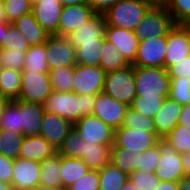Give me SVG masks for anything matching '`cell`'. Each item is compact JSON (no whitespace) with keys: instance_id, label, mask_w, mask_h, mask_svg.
<instances>
[{"instance_id":"obj_1","label":"cell","mask_w":190,"mask_h":190,"mask_svg":"<svg viewBox=\"0 0 190 190\" xmlns=\"http://www.w3.org/2000/svg\"><path fill=\"white\" fill-rule=\"evenodd\" d=\"M112 146L83 141L73 128L57 152L65 157L81 158L90 169L100 170L111 162Z\"/></svg>"},{"instance_id":"obj_2","label":"cell","mask_w":190,"mask_h":190,"mask_svg":"<svg viewBox=\"0 0 190 190\" xmlns=\"http://www.w3.org/2000/svg\"><path fill=\"white\" fill-rule=\"evenodd\" d=\"M95 99L93 95L53 90L44 102V110L62 116L74 125L83 116L93 114Z\"/></svg>"},{"instance_id":"obj_3","label":"cell","mask_w":190,"mask_h":190,"mask_svg":"<svg viewBox=\"0 0 190 190\" xmlns=\"http://www.w3.org/2000/svg\"><path fill=\"white\" fill-rule=\"evenodd\" d=\"M151 7L144 0H120L103 14L106 26L135 31Z\"/></svg>"},{"instance_id":"obj_4","label":"cell","mask_w":190,"mask_h":190,"mask_svg":"<svg viewBox=\"0 0 190 190\" xmlns=\"http://www.w3.org/2000/svg\"><path fill=\"white\" fill-rule=\"evenodd\" d=\"M136 95L141 97H169L171 78L163 67L134 66Z\"/></svg>"},{"instance_id":"obj_5","label":"cell","mask_w":190,"mask_h":190,"mask_svg":"<svg viewBox=\"0 0 190 190\" xmlns=\"http://www.w3.org/2000/svg\"><path fill=\"white\" fill-rule=\"evenodd\" d=\"M103 92L112 98L131 106L136 98L134 66L108 72L106 74Z\"/></svg>"},{"instance_id":"obj_6","label":"cell","mask_w":190,"mask_h":190,"mask_svg":"<svg viewBox=\"0 0 190 190\" xmlns=\"http://www.w3.org/2000/svg\"><path fill=\"white\" fill-rule=\"evenodd\" d=\"M176 24L165 6H152L135 29L139 41L167 36Z\"/></svg>"},{"instance_id":"obj_7","label":"cell","mask_w":190,"mask_h":190,"mask_svg":"<svg viewBox=\"0 0 190 190\" xmlns=\"http://www.w3.org/2000/svg\"><path fill=\"white\" fill-rule=\"evenodd\" d=\"M83 141L99 145H113L115 130L96 115L83 116L73 127Z\"/></svg>"},{"instance_id":"obj_8","label":"cell","mask_w":190,"mask_h":190,"mask_svg":"<svg viewBox=\"0 0 190 190\" xmlns=\"http://www.w3.org/2000/svg\"><path fill=\"white\" fill-rule=\"evenodd\" d=\"M52 91L49 73L22 71V86L18 100L44 104Z\"/></svg>"},{"instance_id":"obj_9","label":"cell","mask_w":190,"mask_h":190,"mask_svg":"<svg viewBox=\"0 0 190 190\" xmlns=\"http://www.w3.org/2000/svg\"><path fill=\"white\" fill-rule=\"evenodd\" d=\"M106 72L100 66L75 65L73 92L97 96L103 92Z\"/></svg>"},{"instance_id":"obj_10","label":"cell","mask_w":190,"mask_h":190,"mask_svg":"<svg viewBox=\"0 0 190 190\" xmlns=\"http://www.w3.org/2000/svg\"><path fill=\"white\" fill-rule=\"evenodd\" d=\"M160 140L156 132H145L123 126L115 130L114 143L118 147L128 149L134 155L156 146Z\"/></svg>"},{"instance_id":"obj_11","label":"cell","mask_w":190,"mask_h":190,"mask_svg":"<svg viewBox=\"0 0 190 190\" xmlns=\"http://www.w3.org/2000/svg\"><path fill=\"white\" fill-rule=\"evenodd\" d=\"M45 46L49 70L75 66L77 64L76 50L67 36L49 35Z\"/></svg>"},{"instance_id":"obj_12","label":"cell","mask_w":190,"mask_h":190,"mask_svg":"<svg viewBox=\"0 0 190 190\" xmlns=\"http://www.w3.org/2000/svg\"><path fill=\"white\" fill-rule=\"evenodd\" d=\"M167 46V36L139 41L137 56L132 65L165 68Z\"/></svg>"},{"instance_id":"obj_13","label":"cell","mask_w":190,"mask_h":190,"mask_svg":"<svg viewBox=\"0 0 190 190\" xmlns=\"http://www.w3.org/2000/svg\"><path fill=\"white\" fill-rule=\"evenodd\" d=\"M161 159L156 167L155 175L161 181L179 182L185 175L182 155L177 153L163 139L160 140Z\"/></svg>"},{"instance_id":"obj_14","label":"cell","mask_w":190,"mask_h":190,"mask_svg":"<svg viewBox=\"0 0 190 190\" xmlns=\"http://www.w3.org/2000/svg\"><path fill=\"white\" fill-rule=\"evenodd\" d=\"M128 107L126 103L101 92L96 96L93 115L116 130L123 125Z\"/></svg>"},{"instance_id":"obj_15","label":"cell","mask_w":190,"mask_h":190,"mask_svg":"<svg viewBox=\"0 0 190 190\" xmlns=\"http://www.w3.org/2000/svg\"><path fill=\"white\" fill-rule=\"evenodd\" d=\"M165 68L181 62L190 55V30L186 25L176 24L167 35Z\"/></svg>"},{"instance_id":"obj_16","label":"cell","mask_w":190,"mask_h":190,"mask_svg":"<svg viewBox=\"0 0 190 190\" xmlns=\"http://www.w3.org/2000/svg\"><path fill=\"white\" fill-rule=\"evenodd\" d=\"M40 172V162L20 157L14 159L12 189L34 190L40 184Z\"/></svg>"},{"instance_id":"obj_17","label":"cell","mask_w":190,"mask_h":190,"mask_svg":"<svg viewBox=\"0 0 190 190\" xmlns=\"http://www.w3.org/2000/svg\"><path fill=\"white\" fill-rule=\"evenodd\" d=\"M62 9L60 0H33L32 12L35 19L50 35H59Z\"/></svg>"},{"instance_id":"obj_18","label":"cell","mask_w":190,"mask_h":190,"mask_svg":"<svg viewBox=\"0 0 190 190\" xmlns=\"http://www.w3.org/2000/svg\"><path fill=\"white\" fill-rule=\"evenodd\" d=\"M96 14L97 13L88 3L63 6L59 22V35L68 36L77 31L81 25H84Z\"/></svg>"},{"instance_id":"obj_19","label":"cell","mask_w":190,"mask_h":190,"mask_svg":"<svg viewBox=\"0 0 190 190\" xmlns=\"http://www.w3.org/2000/svg\"><path fill=\"white\" fill-rule=\"evenodd\" d=\"M73 127L74 125L62 116L45 112L40 135L58 150Z\"/></svg>"},{"instance_id":"obj_20","label":"cell","mask_w":190,"mask_h":190,"mask_svg":"<svg viewBox=\"0 0 190 190\" xmlns=\"http://www.w3.org/2000/svg\"><path fill=\"white\" fill-rule=\"evenodd\" d=\"M105 37L116 46L117 50L123 54L130 64L135 61L139 48V38L136 36L135 31L106 26Z\"/></svg>"},{"instance_id":"obj_21","label":"cell","mask_w":190,"mask_h":190,"mask_svg":"<svg viewBox=\"0 0 190 190\" xmlns=\"http://www.w3.org/2000/svg\"><path fill=\"white\" fill-rule=\"evenodd\" d=\"M182 113V105L169 97L163 102L161 109L153 118L157 135L164 139L177 125Z\"/></svg>"},{"instance_id":"obj_22","label":"cell","mask_w":190,"mask_h":190,"mask_svg":"<svg viewBox=\"0 0 190 190\" xmlns=\"http://www.w3.org/2000/svg\"><path fill=\"white\" fill-rule=\"evenodd\" d=\"M44 114V104L21 100V133L24 137L40 135Z\"/></svg>"},{"instance_id":"obj_23","label":"cell","mask_w":190,"mask_h":190,"mask_svg":"<svg viewBox=\"0 0 190 190\" xmlns=\"http://www.w3.org/2000/svg\"><path fill=\"white\" fill-rule=\"evenodd\" d=\"M106 19L103 14H96L92 19L81 25L77 31L67 37L72 46L77 42L105 41Z\"/></svg>"},{"instance_id":"obj_24","label":"cell","mask_w":190,"mask_h":190,"mask_svg":"<svg viewBox=\"0 0 190 190\" xmlns=\"http://www.w3.org/2000/svg\"><path fill=\"white\" fill-rule=\"evenodd\" d=\"M55 153L57 149L54 146L41 135H36L24 137L19 157L41 162Z\"/></svg>"},{"instance_id":"obj_25","label":"cell","mask_w":190,"mask_h":190,"mask_svg":"<svg viewBox=\"0 0 190 190\" xmlns=\"http://www.w3.org/2000/svg\"><path fill=\"white\" fill-rule=\"evenodd\" d=\"M13 25L22 33L30 46L46 43L50 34L37 22L34 13L30 12L17 19Z\"/></svg>"},{"instance_id":"obj_26","label":"cell","mask_w":190,"mask_h":190,"mask_svg":"<svg viewBox=\"0 0 190 190\" xmlns=\"http://www.w3.org/2000/svg\"><path fill=\"white\" fill-rule=\"evenodd\" d=\"M91 169L81 158L65 157L61 155V178L63 187L69 188L72 184L84 177Z\"/></svg>"},{"instance_id":"obj_27","label":"cell","mask_w":190,"mask_h":190,"mask_svg":"<svg viewBox=\"0 0 190 190\" xmlns=\"http://www.w3.org/2000/svg\"><path fill=\"white\" fill-rule=\"evenodd\" d=\"M40 166V184L51 187H63L61 178V155L58 152L41 161Z\"/></svg>"},{"instance_id":"obj_28","label":"cell","mask_w":190,"mask_h":190,"mask_svg":"<svg viewBox=\"0 0 190 190\" xmlns=\"http://www.w3.org/2000/svg\"><path fill=\"white\" fill-rule=\"evenodd\" d=\"M104 41L77 42L73 47L76 50L77 64L85 66H99Z\"/></svg>"},{"instance_id":"obj_29","label":"cell","mask_w":190,"mask_h":190,"mask_svg":"<svg viewBox=\"0 0 190 190\" xmlns=\"http://www.w3.org/2000/svg\"><path fill=\"white\" fill-rule=\"evenodd\" d=\"M22 71L3 68L0 73V94L10 101L19 99Z\"/></svg>"},{"instance_id":"obj_30","label":"cell","mask_w":190,"mask_h":190,"mask_svg":"<svg viewBox=\"0 0 190 190\" xmlns=\"http://www.w3.org/2000/svg\"><path fill=\"white\" fill-rule=\"evenodd\" d=\"M98 173L100 178L99 190H120L129 179L125 172H122L111 162L98 170Z\"/></svg>"},{"instance_id":"obj_31","label":"cell","mask_w":190,"mask_h":190,"mask_svg":"<svg viewBox=\"0 0 190 190\" xmlns=\"http://www.w3.org/2000/svg\"><path fill=\"white\" fill-rule=\"evenodd\" d=\"M131 65L123 56V54L117 50L116 46L110 43L107 39L102 46V54L100 67L106 72H112Z\"/></svg>"},{"instance_id":"obj_32","label":"cell","mask_w":190,"mask_h":190,"mask_svg":"<svg viewBox=\"0 0 190 190\" xmlns=\"http://www.w3.org/2000/svg\"><path fill=\"white\" fill-rule=\"evenodd\" d=\"M22 71H35L37 73H49L47 64V51L45 43L30 46L26 51L25 65Z\"/></svg>"},{"instance_id":"obj_33","label":"cell","mask_w":190,"mask_h":190,"mask_svg":"<svg viewBox=\"0 0 190 190\" xmlns=\"http://www.w3.org/2000/svg\"><path fill=\"white\" fill-rule=\"evenodd\" d=\"M138 157L126 148L118 147L115 143L111 148V163L128 176L137 171Z\"/></svg>"},{"instance_id":"obj_34","label":"cell","mask_w":190,"mask_h":190,"mask_svg":"<svg viewBox=\"0 0 190 190\" xmlns=\"http://www.w3.org/2000/svg\"><path fill=\"white\" fill-rule=\"evenodd\" d=\"M23 139L22 133L0 129V154L12 159L18 158Z\"/></svg>"},{"instance_id":"obj_35","label":"cell","mask_w":190,"mask_h":190,"mask_svg":"<svg viewBox=\"0 0 190 190\" xmlns=\"http://www.w3.org/2000/svg\"><path fill=\"white\" fill-rule=\"evenodd\" d=\"M0 129L21 133V100L8 103L0 117Z\"/></svg>"},{"instance_id":"obj_36","label":"cell","mask_w":190,"mask_h":190,"mask_svg":"<svg viewBox=\"0 0 190 190\" xmlns=\"http://www.w3.org/2000/svg\"><path fill=\"white\" fill-rule=\"evenodd\" d=\"M75 66L60 67L49 71L52 90L73 92Z\"/></svg>"},{"instance_id":"obj_37","label":"cell","mask_w":190,"mask_h":190,"mask_svg":"<svg viewBox=\"0 0 190 190\" xmlns=\"http://www.w3.org/2000/svg\"><path fill=\"white\" fill-rule=\"evenodd\" d=\"M163 140L181 155L190 152L189 128L177 125Z\"/></svg>"},{"instance_id":"obj_38","label":"cell","mask_w":190,"mask_h":190,"mask_svg":"<svg viewBox=\"0 0 190 190\" xmlns=\"http://www.w3.org/2000/svg\"><path fill=\"white\" fill-rule=\"evenodd\" d=\"M122 126L145 132H156L153 118L137 112L131 106L126 111Z\"/></svg>"},{"instance_id":"obj_39","label":"cell","mask_w":190,"mask_h":190,"mask_svg":"<svg viewBox=\"0 0 190 190\" xmlns=\"http://www.w3.org/2000/svg\"><path fill=\"white\" fill-rule=\"evenodd\" d=\"M168 97H141L136 96L131 107L137 112L154 118L161 109L164 100Z\"/></svg>"},{"instance_id":"obj_40","label":"cell","mask_w":190,"mask_h":190,"mask_svg":"<svg viewBox=\"0 0 190 190\" xmlns=\"http://www.w3.org/2000/svg\"><path fill=\"white\" fill-rule=\"evenodd\" d=\"M2 4L7 15V22L13 24L23 15L32 12L33 0H4Z\"/></svg>"},{"instance_id":"obj_41","label":"cell","mask_w":190,"mask_h":190,"mask_svg":"<svg viewBox=\"0 0 190 190\" xmlns=\"http://www.w3.org/2000/svg\"><path fill=\"white\" fill-rule=\"evenodd\" d=\"M136 157H138L137 171L154 173L161 159L160 141L147 151L138 153Z\"/></svg>"},{"instance_id":"obj_42","label":"cell","mask_w":190,"mask_h":190,"mask_svg":"<svg viewBox=\"0 0 190 190\" xmlns=\"http://www.w3.org/2000/svg\"><path fill=\"white\" fill-rule=\"evenodd\" d=\"M27 50L0 49V64L3 68L22 71Z\"/></svg>"},{"instance_id":"obj_43","label":"cell","mask_w":190,"mask_h":190,"mask_svg":"<svg viewBox=\"0 0 190 190\" xmlns=\"http://www.w3.org/2000/svg\"><path fill=\"white\" fill-rule=\"evenodd\" d=\"M169 98L180 105L190 103V79L171 78Z\"/></svg>"},{"instance_id":"obj_44","label":"cell","mask_w":190,"mask_h":190,"mask_svg":"<svg viewBox=\"0 0 190 190\" xmlns=\"http://www.w3.org/2000/svg\"><path fill=\"white\" fill-rule=\"evenodd\" d=\"M165 7L175 24L185 25L190 20V0H168Z\"/></svg>"},{"instance_id":"obj_45","label":"cell","mask_w":190,"mask_h":190,"mask_svg":"<svg viewBox=\"0 0 190 190\" xmlns=\"http://www.w3.org/2000/svg\"><path fill=\"white\" fill-rule=\"evenodd\" d=\"M5 48L16 50H28L30 48L26 38L13 24L8 27L4 36V42H0V49Z\"/></svg>"},{"instance_id":"obj_46","label":"cell","mask_w":190,"mask_h":190,"mask_svg":"<svg viewBox=\"0 0 190 190\" xmlns=\"http://www.w3.org/2000/svg\"><path fill=\"white\" fill-rule=\"evenodd\" d=\"M129 180L140 190H156L161 180L155 173L136 171L129 175Z\"/></svg>"},{"instance_id":"obj_47","label":"cell","mask_w":190,"mask_h":190,"mask_svg":"<svg viewBox=\"0 0 190 190\" xmlns=\"http://www.w3.org/2000/svg\"><path fill=\"white\" fill-rule=\"evenodd\" d=\"M100 178L98 170H90L84 177L72 184L68 190H99Z\"/></svg>"},{"instance_id":"obj_48","label":"cell","mask_w":190,"mask_h":190,"mask_svg":"<svg viewBox=\"0 0 190 190\" xmlns=\"http://www.w3.org/2000/svg\"><path fill=\"white\" fill-rule=\"evenodd\" d=\"M167 72L170 78L190 79V55L185 60L169 66Z\"/></svg>"},{"instance_id":"obj_49","label":"cell","mask_w":190,"mask_h":190,"mask_svg":"<svg viewBox=\"0 0 190 190\" xmlns=\"http://www.w3.org/2000/svg\"><path fill=\"white\" fill-rule=\"evenodd\" d=\"M14 159L0 154V181L11 184Z\"/></svg>"},{"instance_id":"obj_50","label":"cell","mask_w":190,"mask_h":190,"mask_svg":"<svg viewBox=\"0 0 190 190\" xmlns=\"http://www.w3.org/2000/svg\"><path fill=\"white\" fill-rule=\"evenodd\" d=\"M120 0H88V4L97 14H104L111 6Z\"/></svg>"},{"instance_id":"obj_51","label":"cell","mask_w":190,"mask_h":190,"mask_svg":"<svg viewBox=\"0 0 190 190\" xmlns=\"http://www.w3.org/2000/svg\"><path fill=\"white\" fill-rule=\"evenodd\" d=\"M178 125L189 128L190 130V103L182 106V113L179 117Z\"/></svg>"},{"instance_id":"obj_52","label":"cell","mask_w":190,"mask_h":190,"mask_svg":"<svg viewBox=\"0 0 190 190\" xmlns=\"http://www.w3.org/2000/svg\"><path fill=\"white\" fill-rule=\"evenodd\" d=\"M156 190H180L177 181H161Z\"/></svg>"},{"instance_id":"obj_53","label":"cell","mask_w":190,"mask_h":190,"mask_svg":"<svg viewBox=\"0 0 190 190\" xmlns=\"http://www.w3.org/2000/svg\"><path fill=\"white\" fill-rule=\"evenodd\" d=\"M182 161L185 170V175L190 176V152L182 154Z\"/></svg>"},{"instance_id":"obj_54","label":"cell","mask_w":190,"mask_h":190,"mask_svg":"<svg viewBox=\"0 0 190 190\" xmlns=\"http://www.w3.org/2000/svg\"><path fill=\"white\" fill-rule=\"evenodd\" d=\"M180 190H190V176L186 175L179 181Z\"/></svg>"},{"instance_id":"obj_55","label":"cell","mask_w":190,"mask_h":190,"mask_svg":"<svg viewBox=\"0 0 190 190\" xmlns=\"http://www.w3.org/2000/svg\"><path fill=\"white\" fill-rule=\"evenodd\" d=\"M11 24L12 23L7 22V21L0 22V42H4L5 33L7 32L8 27Z\"/></svg>"},{"instance_id":"obj_56","label":"cell","mask_w":190,"mask_h":190,"mask_svg":"<svg viewBox=\"0 0 190 190\" xmlns=\"http://www.w3.org/2000/svg\"><path fill=\"white\" fill-rule=\"evenodd\" d=\"M63 6H74L83 3H88V0H60Z\"/></svg>"},{"instance_id":"obj_57","label":"cell","mask_w":190,"mask_h":190,"mask_svg":"<svg viewBox=\"0 0 190 190\" xmlns=\"http://www.w3.org/2000/svg\"><path fill=\"white\" fill-rule=\"evenodd\" d=\"M9 102V99L5 98L3 95L0 94V117L3 115L4 110Z\"/></svg>"},{"instance_id":"obj_58","label":"cell","mask_w":190,"mask_h":190,"mask_svg":"<svg viewBox=\"0 0 190 190\" xmlns=\"http://www.w3.org/2000/svg\"><path fill=\"white\" fill-rule=\"evenodd\" d=\"M34 190H68V189L64 187H51L39 184Z\"/></svg>"},{"instance_id":"obj_59","label":"cell","mask_w":190,"mask_h":190,"mask_svg":"<svg viewBox=\"0 0 190 190\" xmlns=\"http://www.w3.org/2000/svg\"><path fill=\"white\" fill-rule=\"evenodd\" d=\"M120 190H140L129 179L125 182L124 186Z\"/></svg>"},{"instance_id":"obj_60","label":"cell","mask_w":190,"mask_h":190,"mask_svg":"<svg viewBox=\"0 0 190 190\" xmlns=\"http://www.w3.org/2000/svg\"><path fill=\"white\" fill-rule=\"evenodd\" d=\"M150 3L152 6H165L168 0H144Z\"/></svg>"},{"instance_id":"obj_61","label":"cell","mask_w":190,"mask_h":190,"mask_svg":"<svg viewBox=\"0 0 190 190\" xmlns=\"http://www.w3.org/2000/svg\"><path fill=\"white\" fill-rule=\"evenodd\" d=\"M7 21V15L3 7L2 1H0V22Z\"/></svg>"},{"instance_id":"obj_62","label":"cell","mask_w":190,"mask_h":190,"mask_svg":"<svg viewBox=\"0 0 190 190\" xmlns=\"http://www.w3.org/2000/svg\"><path fill=\"white\" fill-rule=\"evenodd\" d=\"M0 190H12L11 184L0 181Z\"/></svg>"},{"instance_id":"obj_63","label":"cell","mask_w":190,"mask_h":190,"mask_svg":"<svg viewBox=\"0 0 190 190\" xmlns=\"http://www.w3.org/2000/svg\"><path fill=\"white\" fill-rule=\"evenodd\" d=\"M190 30V20L185 24Z\"/></svg>"},{"instance_id":"obj_64","label":"cell","mask_w":190,"mask_h":190,"mask_svg":"<svg viewBox=\"0 0 190 190\" xmlns=\"http://www.w3.org/2000/svg\"><path fill=\"white\" fill-rule=\"evenodd\" d=\"M2 69H3V67H2V65L0 64V73H1Z\"/></svg>"}]
</instances>
